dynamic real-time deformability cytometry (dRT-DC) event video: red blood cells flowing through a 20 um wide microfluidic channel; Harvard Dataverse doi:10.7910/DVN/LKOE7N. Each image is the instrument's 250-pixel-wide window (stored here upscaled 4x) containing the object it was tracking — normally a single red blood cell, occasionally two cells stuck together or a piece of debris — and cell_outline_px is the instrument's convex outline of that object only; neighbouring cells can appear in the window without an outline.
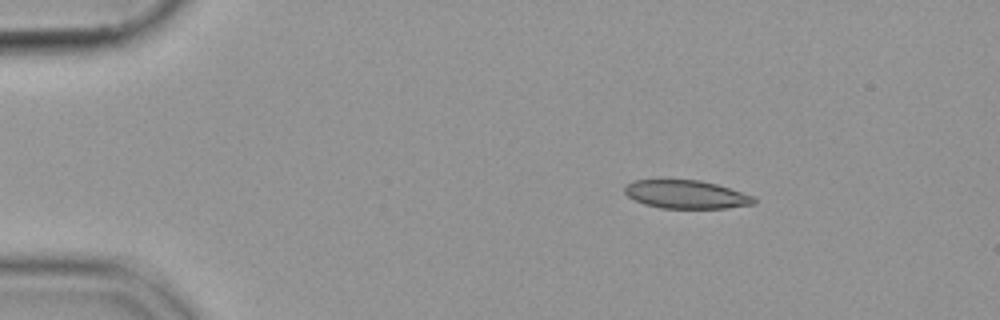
{"species": "common noctule bat (a hibernating species)", "species_latin": "Nyctalus noctula", "temperature_condition": "cold", "stored_images_in_passage": 54, "camera_frame_rate_fps": 3000, "um_per_image_px": 0.085, "animal": {"sex": "female", "body_mass_g": 19.9}, "frame": {"image": 1, "passage_image": 8, "time_ms": 2.333, "image_size_px": [1000, 320], "cell_outline_px": [[756, 204], [724, 208], [660, 208], [644, 204], [628, 196], [624, 192], [624, 188], [632, 180], [700, 180], [716, 184], [756, 196]], "centroid_in_image_um": [58.36, 16.53], "position_along_channel_um": 26.6, "area_um2": 21.33}}
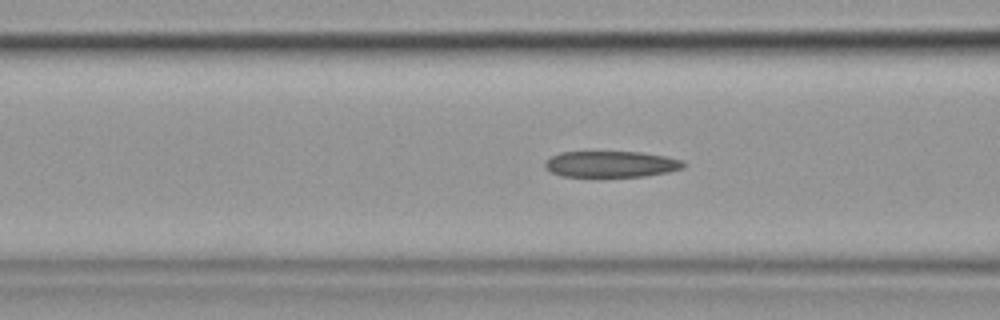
{"frame": {"image": 2, "passage_image": 21, "time_ms": 6.667, "image_size_px": [1000, 320], "cell_outline_px": [[688, 164], [684, 168], [668, 172], [644, 176], [560, 176], [544, 168], [544, 160], [560, 152], [640, 152], [668, 156], [684, 160]], "centroid_in_image_um": [51.98, 13.94], "position_along_channel_um": 114.6, "area_um2": 21.33}}
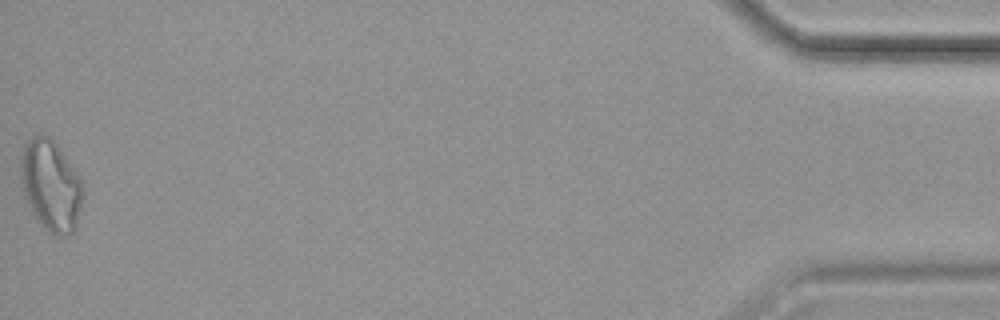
{"frame": {"image": 3, "passage_image": 54, "time_ms": 17.667, "image_size_px": [1000, 320], "cell_outline_px": [[80, 208], [76, 224], [72, 236], [56, 236], [48, 232], [36, 220], [24, 196], [20, 184], [20, 156], [24, 148], [36, 136], [52, 136], [80, 180]], "centroid_in_image_um": [4.27, 15.82], "position_along_channel_um": 430.9, "area_um2": 32.43}}